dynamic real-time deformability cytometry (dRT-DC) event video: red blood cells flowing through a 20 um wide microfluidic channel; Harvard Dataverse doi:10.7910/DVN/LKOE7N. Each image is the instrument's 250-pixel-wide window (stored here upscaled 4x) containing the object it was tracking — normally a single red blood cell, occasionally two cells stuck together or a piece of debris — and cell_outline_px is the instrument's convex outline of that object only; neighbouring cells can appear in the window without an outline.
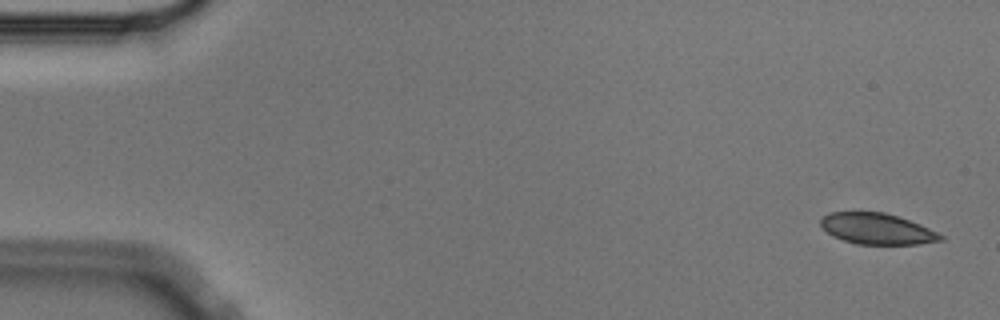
{"species": "Egyptian fruit bat (a non-hibernating species)", "species_latin": "Rousettus aegyptiacus", "temperature_condition": "cold", "stored_images_in_passage": 56, "camera_frame_rate_fps": 3000, "um_per_image_px": 0.085, "animal": {"sex": "male"}, "frame": {"image": 1, "passage_image": 2, "time_ms": 0.333, "image_size_px": [1000, 320], "cell_outline_px": [[944, 240], [920, 244], [856, 244], [832, 236], [820, 224], [820, 220], [828, 212], [884, 212], [920, 224], [944, 236]], "centroid_in_image_um": [74.54, 19.45], "position_along_channel_um": 10.5, "area_um2": 21.5}}
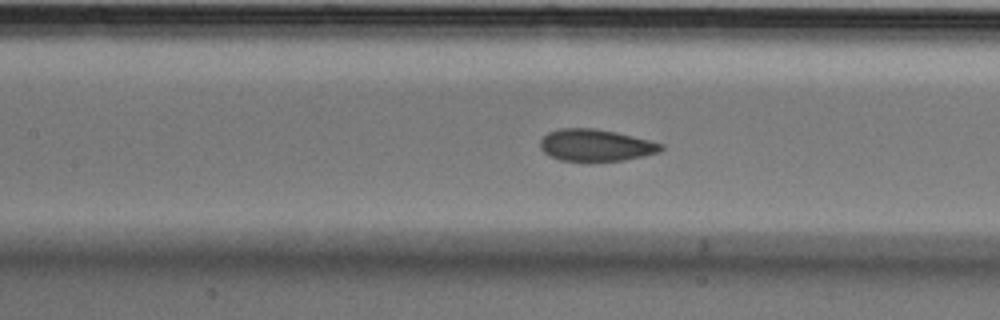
{"frame": {"image": 2, "passage_image": 25, "time_ms": 8.0, "image_size_px": [1000, 320], "cell_outline_px": [[664, 148], [660, 152], [644, 156], [624, 160], [560, 160], [544, 152], [540, 148], [540, 140], [548, 132], [560, 128], [596, 128], [616, 132], [664, 144]], "centroid_in_image_um": [50.65, 12.33], "position_along_channel_um": 156.7, "area_um2": 22.25}}
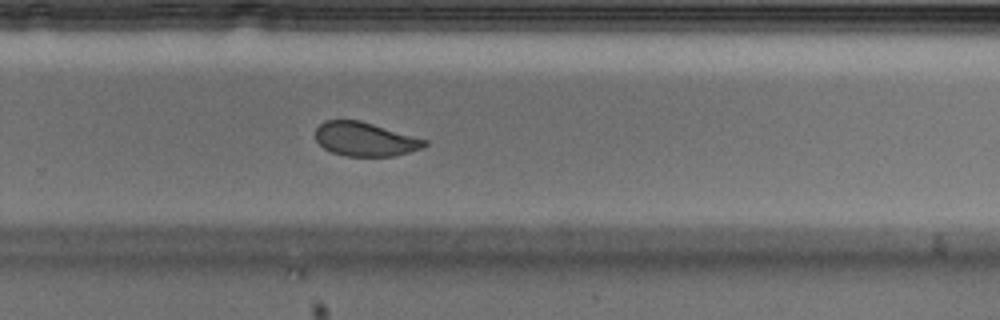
{"frame": {"image": 3, "passage_image": 37, "time_ms": 12.0, "image_size_px": [1000, 320], "cell_outline_px": [[428, 144], [420, 148], [408, 152], [392, 156], [344, 156], [332, 152], [324, 148], [316, 140], [316, 128], [324, 120], [360, 120], [428, 140]], "centroid_in_image_um": [31.01, 11.82], "position_along_channel_um": 298.8, "area_um2": 21.44}}